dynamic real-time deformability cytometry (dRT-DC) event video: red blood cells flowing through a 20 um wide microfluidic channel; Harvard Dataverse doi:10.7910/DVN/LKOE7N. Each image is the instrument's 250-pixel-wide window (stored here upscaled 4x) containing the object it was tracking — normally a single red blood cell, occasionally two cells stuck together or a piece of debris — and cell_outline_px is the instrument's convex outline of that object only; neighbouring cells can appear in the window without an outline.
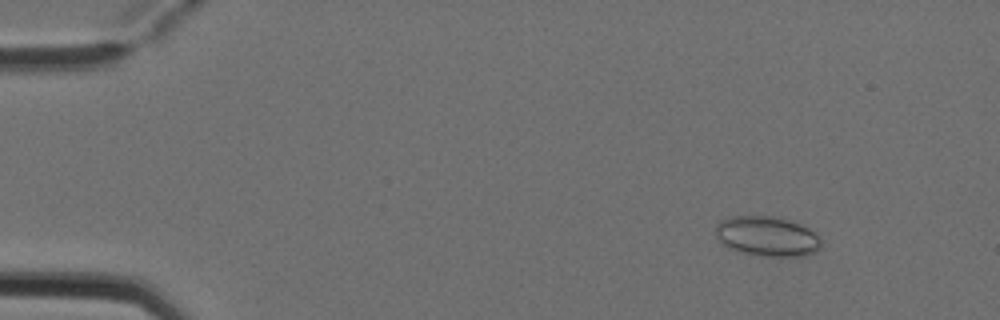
{"species": "Egyptian fruit bat (a non-hibernating species)", "species_latin": "Rousettus aegyptiacus", "temperature_condition": "cold", "stored_images_in_passage": 6, "camera_frame_rate_fps": 3000, "um_per_image_px": 0.085, "animal": {"sex": "female"}, "frame": {"image": 1, "passage_image": 2, "time_ms": 0.333, "image_size_px": [1000, 320], "cell_outline_px": [[820, 248], [816, 252], [804, 256], [760, 256], [728, 248], [720, 244], [716, 236], [716, 224], [720, 220], [732, 216], [772, 216], [788, 220], [800, 224], [808, 228], [820, 240]], "centroid_in_image_um": [65.16, 20.09], "position_along_channel_um": 19.8, "area_um2": 24.51}}
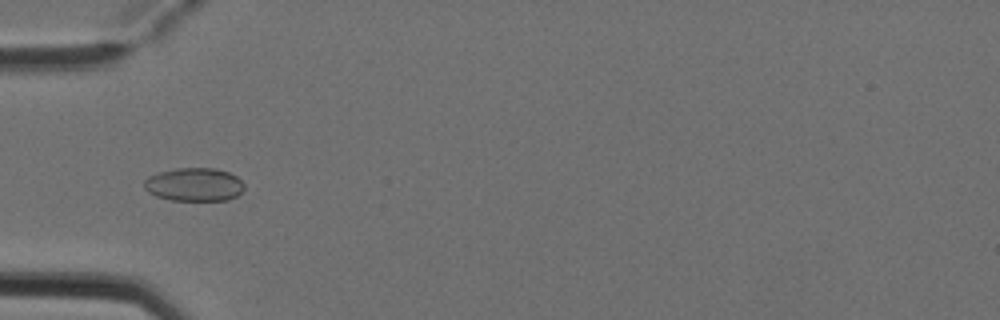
{"frame": {"image": 2, "passage_image": 5, "time_ms": 1.333, "image_size_px": [1000, 320], "cell_outline_px": [[244, 188], [236, 196], [228, 200], [172, 200], [156, 196], [148, 192], [144, 188], [144, 180], [148, 176], [160, 172], [176, 168], [216, 168], [228, 172], [236, 176], [244, 184]], "centroid_in_image_um": [16.49, 15.68], "position_along_channel_um": 68.5, "area_um2": 19.42}}
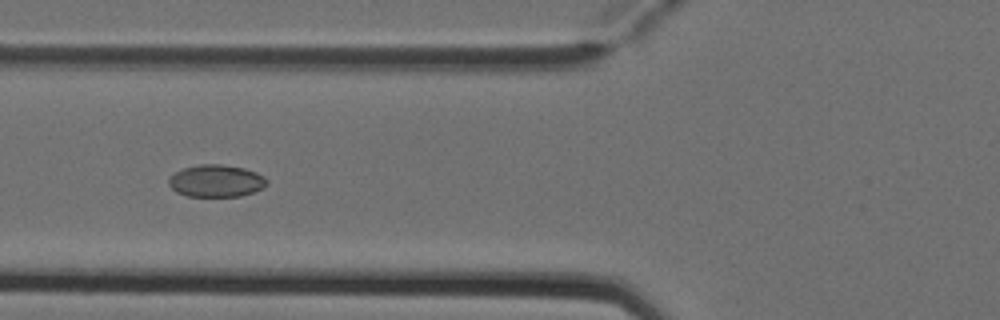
{"frame": {"image": 3, "passage_image": 6, "time_ms": 1.667, "image_size_px": [1000, 320], "cell_outline_px": [[268, 184], [264, 188], [240, 196], [188, 196], [176, 192], [168, 184], [168, 180], [176, 172], [184, 168], [200, 164], [220, 164], [244, 168], [256, 172], [264, 176], [268, 180]], "centroid_in_image_um": [18.4, 15.37], "position_along_channel_um": 107.4, "area_um2": 18.38}}